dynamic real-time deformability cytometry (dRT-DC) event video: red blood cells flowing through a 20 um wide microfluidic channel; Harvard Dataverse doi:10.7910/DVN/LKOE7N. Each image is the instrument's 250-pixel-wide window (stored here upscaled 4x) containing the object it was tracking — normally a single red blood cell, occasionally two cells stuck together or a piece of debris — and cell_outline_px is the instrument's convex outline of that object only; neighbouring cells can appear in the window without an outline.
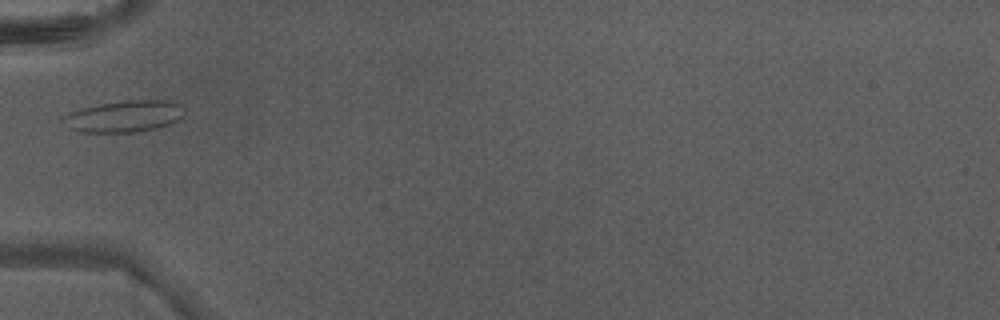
{"species": "Egyptian fruit bat (a non-hibernating species)", "species_latin": "Rousettus aegyptiacus", "temperature_condition": "warm", "stored_images_in_passage": 2, "camera_frame_rate_fps": 3000, "um_per_image_px": 0.085, "animal": {"sex": "male"}, "frame": {"image": 1, "passage_image": 1, "time_ms": 0.0, "image_size_px": [1000, 320], "cell_outline_px": [[184, 116], [168, 124], [156, 128], [132, 132], [84, 132], [72, 128], [60, 120], [64, 116], [72, 112], [84, 108], [104, 104], [128, 100], [168, 100], [180, 104], [184, 108]], "centroid_in_image_um": [10.62, 9.88], "position_along_channel_um": 74.4, "area_um2": 21.79}}